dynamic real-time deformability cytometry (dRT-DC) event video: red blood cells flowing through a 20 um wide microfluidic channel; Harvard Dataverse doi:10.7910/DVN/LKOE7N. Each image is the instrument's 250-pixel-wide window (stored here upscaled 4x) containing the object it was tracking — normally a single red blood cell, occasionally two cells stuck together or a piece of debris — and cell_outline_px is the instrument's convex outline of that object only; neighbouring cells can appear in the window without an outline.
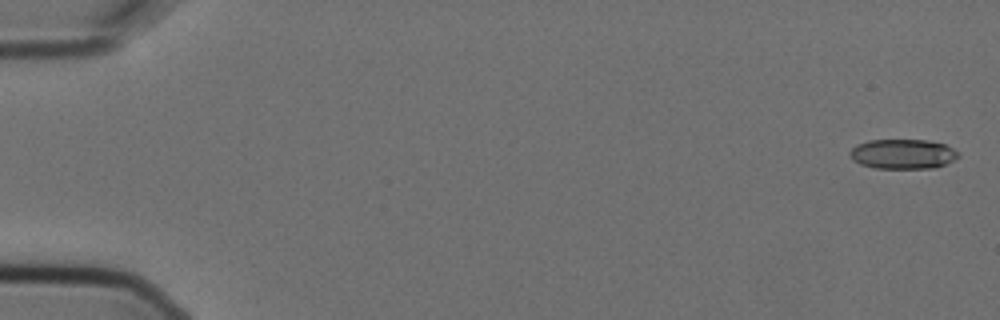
{"species": "Egyptian fruit bat (a non-hibernating species)", "species_latin": "Rousettus aegyptiacus", "temperature_condition": "cold", "stored_images_in_passage": 5, "camera_frame_rate_fps": 3000, "um_per_image_px": 0.085, "animal": {"sex": "female"}, "frame": {"image": 1, "passage_image": 1, "time_ms": 0.0, "image_size_px": [1000, 320], "cell_outline_px": [[960, 156], [936, 168], [876, 168], [860, 164], [852, 160], [848, 152], [856, 144], [868, 140], [928, 140], [944, 144], [960, 152]], "centroid_in_image_um": [76.72, 13.08], "position_along_channel_um": 8.3, "area_um2": 18.9}}
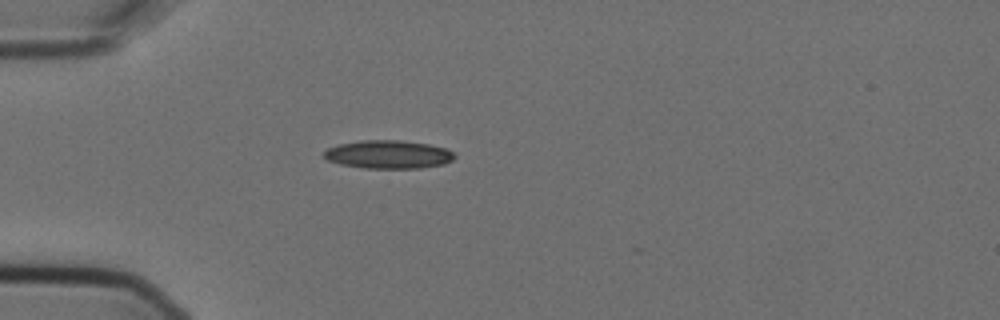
{"frame": {"image": 2, "passage_image": 4, "time_ms": 1.0, "image_size_px": [1000, 320], "cell_outline_px": [[456, 156], [452, 160], [444, 164], [420, 168], [364, 168], [340, 164], [328, 160], [324, 156], [324, 152], [328, 148], [336, 144], [360, 140], [400, 140], [428, 144], [444, 148], [452, 152]], "centroid_in_image_um": [32.99, 13.12], "position_along_channel_um": 52.0, "area_um2": 21.5}}